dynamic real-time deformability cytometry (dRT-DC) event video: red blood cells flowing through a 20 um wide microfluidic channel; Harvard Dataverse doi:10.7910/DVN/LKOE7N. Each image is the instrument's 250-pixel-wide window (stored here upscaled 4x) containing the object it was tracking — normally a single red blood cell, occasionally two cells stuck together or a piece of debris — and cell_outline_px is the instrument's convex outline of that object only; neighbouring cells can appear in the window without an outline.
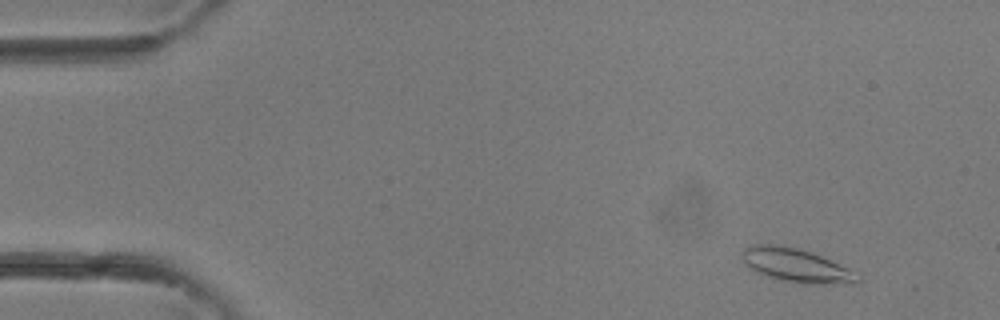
{"species": "common noctule bat (a hibernating species)", "species_latin": "Nyctalus noctula", "temperature_condition": "room temperature", "stored_images_in_passage": 3, "camera_frame_rate_fps": 3000, "um_per_image_px": 0.085, "animal": {"sex": "female"}, "frame": {"image": 1, "passage_image": 1, "time_ms": 0.0, "image_size_px": [1000, 320], "cell_outline_px": [[860, 280], [824, 284], [804, 284], [784, 280], [768, 276], [756, 272], [740, 256], [740, 252], [744, 248], [756, 244], [776, 244], [796, 248], [820, 256], [860, 272]], "centroid_in_image_um": [67.67, 22.54], "position_along_channel_um": 17.3, "area_um2": 22.2}}